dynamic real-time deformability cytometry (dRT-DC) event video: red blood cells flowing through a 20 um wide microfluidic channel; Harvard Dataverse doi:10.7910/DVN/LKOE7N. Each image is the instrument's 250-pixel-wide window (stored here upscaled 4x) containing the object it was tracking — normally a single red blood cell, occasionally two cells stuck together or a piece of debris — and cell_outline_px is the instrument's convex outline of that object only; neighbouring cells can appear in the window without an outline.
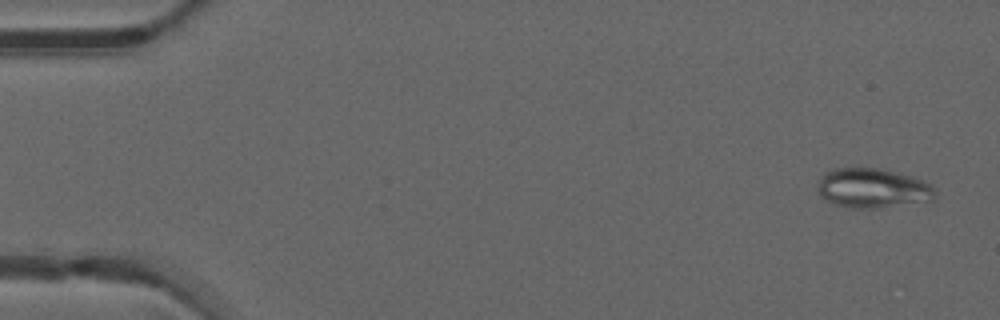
{"species": "common noctule bat (a hibernating species)", "species_latin": "Nyctalus noctula", "temperature_condition": "warm", "stored_images_in_passage": 49, "camera_frame_rate_fps": 3000, "um_per_image_px": 0.085, "animal": {"sex": "male", "forearm_length_mm": 52.5}, "frame": {"image": 1, "passage_image": 2, "time_ms": 0.333, "image_size_px": [1000, 320], "cell_outline_px": [[936, 196], [932, 200], [876, 208], [852, 208], [836, 204], [820, 196], [820, 176], [824, 172], [836, 168], [880, 168], [896, 172], [924, 180], [936, 188]], "centroid_in_image_um": [74.22, 15.98], "position_along_channel_um": 10.8, "area_um2": 26.88}}
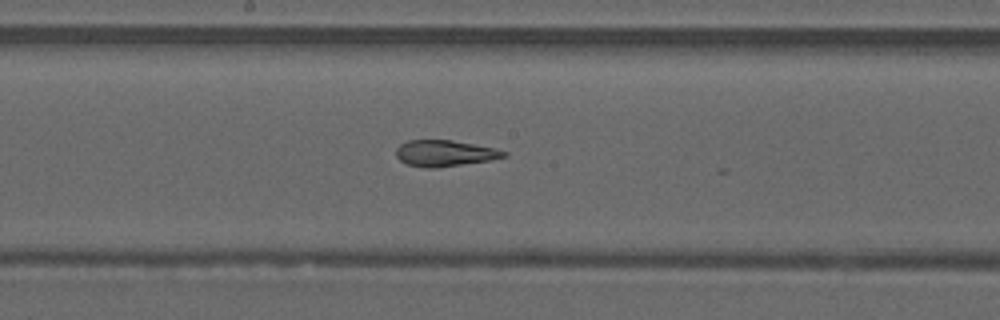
{"frame": {"image": 2, "passage_image": 26, "time_ms": 8.333, "image_size_px": [1000, 320], "cell_outline_px": [[508, 156], [492, 160], [436, 168], [424, 168], [408, 164], [400, 160], [396, 156], [396, 148], [400, 144], [408, 140], [452, 140], [496, 148], [508, 152]], "centroid_in_image_um": [37.83, 13.03], "position_along_channel_um": 210.4, "area_um2": 16.59}}
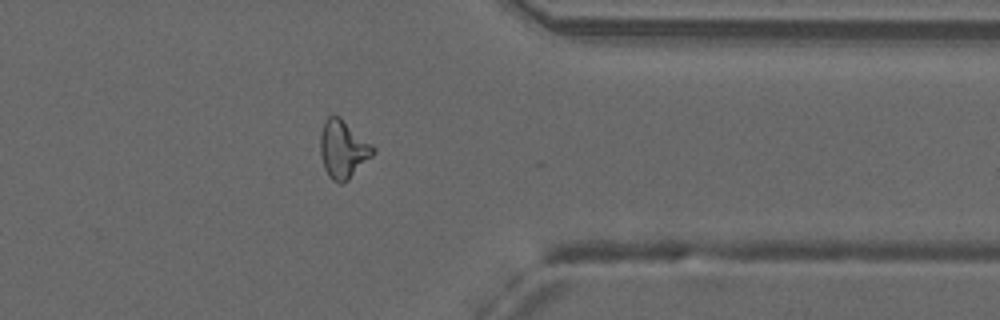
{"frame": {"image": 3, "passage_image": 39, "time_ms": 12.667, "image_size_px": [1000, 320], "cell_outline_px": [[376, 152], [348, 180], [340, 184], [332, 180], [328, 176], [324, 168], [320, 152], [320, 132], [324, 120], [328, 116], [340, 116], [372, 144], [376, 148]], "centroid_in_image_um": [29.15, 12.68], "position_along_channel_um": 382.2, "area_um2": 17.98}, "authors_computed_cell_mechanics": {"area_um2": 17.9758, "velocity_mm_per_s": 4.1899, "shape_relaxation_time_tau1_ms": null, "shape_relaxation_time_tau2_ms": 0.7702, "deformation_change_tau1": null, "deformation_change_tau2": 0.072}}